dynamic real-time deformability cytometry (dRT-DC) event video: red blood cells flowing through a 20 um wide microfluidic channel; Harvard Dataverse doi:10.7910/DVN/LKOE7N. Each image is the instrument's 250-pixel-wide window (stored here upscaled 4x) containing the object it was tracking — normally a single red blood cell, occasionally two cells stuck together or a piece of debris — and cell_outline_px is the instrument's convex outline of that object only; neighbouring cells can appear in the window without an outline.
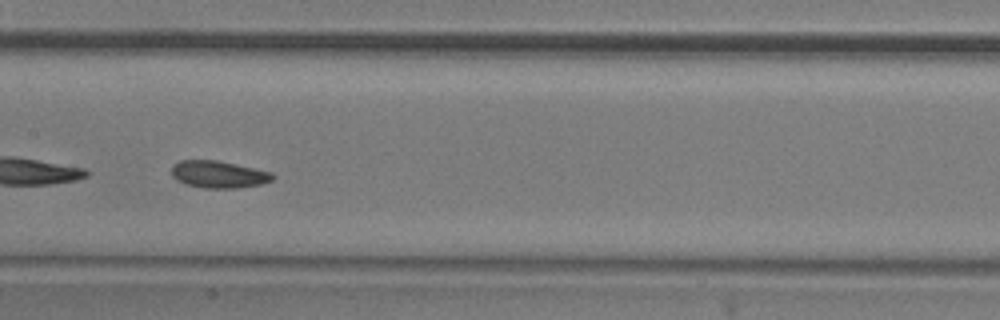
{"species": "common noctule bat (a hibernating species)", "species_latin": "Nyctalus noctula", "temperature_condition": "room temperature", "stored_images_in_passage": 47, "camera_frame_rate_fps": 3000, "um_per_image_px": 0.085, "animal": {"sex": "male", "body_mass_g": 20.5, "forearm_length_mm": 52.5}, "frame": {"image": 1, "passage_image": 21, "time_ms": 6.667, "image_size_px": [1000, 320], "cell_outline_px": [[276, 176], [272, 180], [260, 184], [236, 188], [204, 188], [188, 184], [176, 180], [172, 176], [172, 164], [180, 160], [216, 160], [272, 172]], "centroid_in_image_um": [18.57, 14.82], "position_along_channel_um": 188.8, "area_um2": 15.9}}
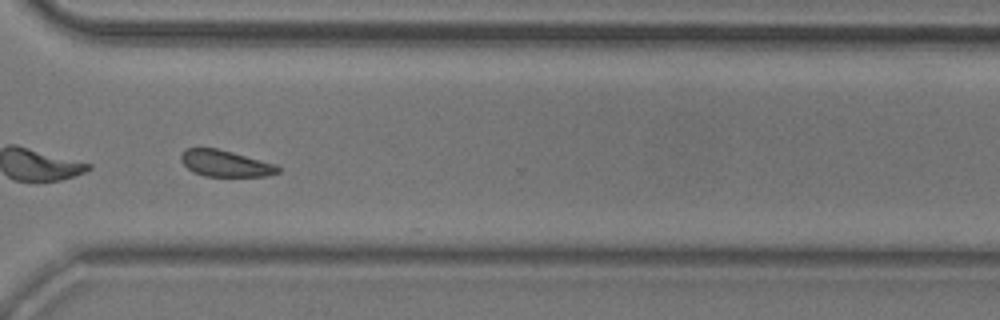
{"frame": {"image": 2, "passage_image": 34, "time_ms": 11.0, "image_size_px": [1000, 320], "cell_outline_px": [[280, 172], [268, 176], [204, 176], [192, 172], [180, 160], [180, 156], [188, 148], [216, 148], [232, 152], [276, 164], [280, 168]], "centroid_in_image_um": [19.17, 13.9], "position_along_channel_um": 351.4, "area_um2": 14.85}, "authors_computed_cell_mechanics": {"area_um2": 15.8372, "velocity_mm_per_s": 3.7595, "shape_relaxation_time_tau1_ms": 2.9298, "shape_relaxation_time_tau2_ms": 3.2061, "deformation_change_tau1": 0.0646, "deformation_change_tau2": 0.059}}